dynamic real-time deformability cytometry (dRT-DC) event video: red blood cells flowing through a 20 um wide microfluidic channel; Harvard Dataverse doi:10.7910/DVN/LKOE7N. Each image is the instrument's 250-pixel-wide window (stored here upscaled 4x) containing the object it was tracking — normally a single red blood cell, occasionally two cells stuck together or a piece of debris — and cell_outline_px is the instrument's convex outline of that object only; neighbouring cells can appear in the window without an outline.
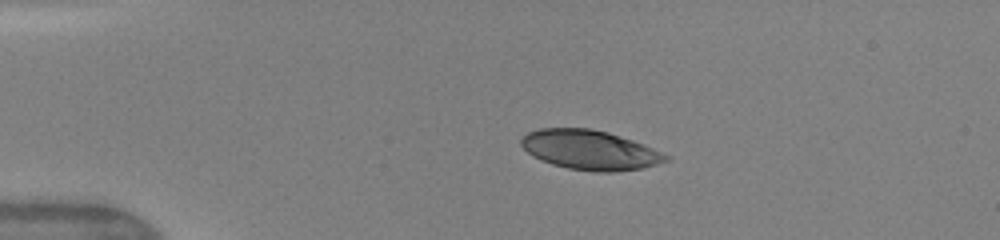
{"species": "human", "species_latin": "Homo sapiens", "temperature_condition": "warm", "stored_images_in_passage": 39, "camera_frame_rate_fps": 3000, "um_per_image_px": 0.085, "donor": {"sex": "female"}, "frame": {"image": 1, "passage_image": 1, "time_ms": 0.0, "image_size_px": [1000, 240], "cell_outline_px": [[672, 156], [668, 160], [644, 168], [616, 172], [596, 172], [568, 168], [552, 164], [540, 160], [532, 156], [520, 144], [520, 140], [528, 132], [540, 128], [592, 128], [608, 132], [644, 144]], "centroid_in_image_um": [50.16, 12.75], "position_along_channel_um": 34.8, "area_um2": 33.52}}
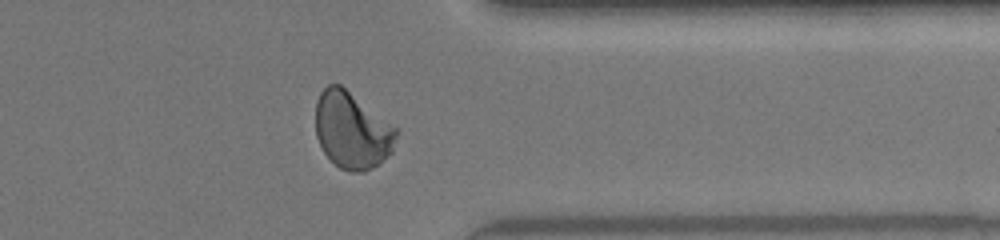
{"frame": {"image": 2, "passage_image": 30, "time_ms": 9.667, "image_size_px": [1000, 240], "cell_outline_px": [[400, 132], [392, 152], [372, 168], [364, 172], [348, 172], [340, 168], [324, 152], [316, 136], [316, 100], [320, 92], [328, 84], [340, 84], [396, 128]], "centroid_in_image_um": [29.92, 11.09], "position_along_channel_um": 381.5, "area_um2": 35.89}}
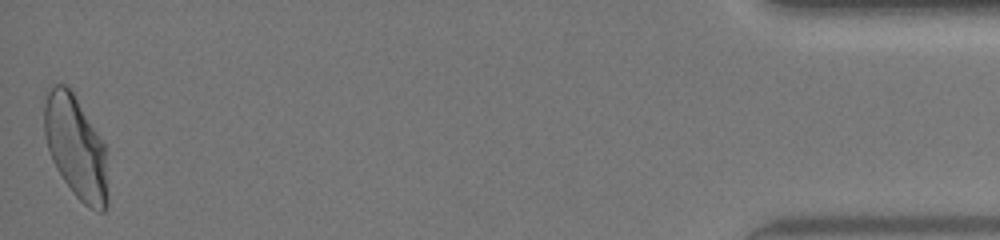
{"frame": {"image": 3, "passage_image": 39, "time_ms": 12.667, "image_size_px": [1000, 240], "cell_outline_px": [[108, 204], [104, 212], [100, 212], [84, 204], [76, 196], [64, 180], [56, 168], [52, 160], [48, 148], [44, 132], [44, 100], [52, 84], [64, 84], [72, 92], [104, 144], [108, 200]], "centroid_in_image_um": [6.43, 12.53], "position_along_channel_um": 428.8, "area_um2": 37.4}, "authors_computed_cell_mechanics": {"area_um2": 35.258, "velocity_mm_per_s": 4.1542, "shape_relaxation_time_tau1_ms": 3.3216, "shape_relaxation_time_tau2_ms": null, "deformation_change_tau1": 0.1708, "deformation_change_tau2": null}}